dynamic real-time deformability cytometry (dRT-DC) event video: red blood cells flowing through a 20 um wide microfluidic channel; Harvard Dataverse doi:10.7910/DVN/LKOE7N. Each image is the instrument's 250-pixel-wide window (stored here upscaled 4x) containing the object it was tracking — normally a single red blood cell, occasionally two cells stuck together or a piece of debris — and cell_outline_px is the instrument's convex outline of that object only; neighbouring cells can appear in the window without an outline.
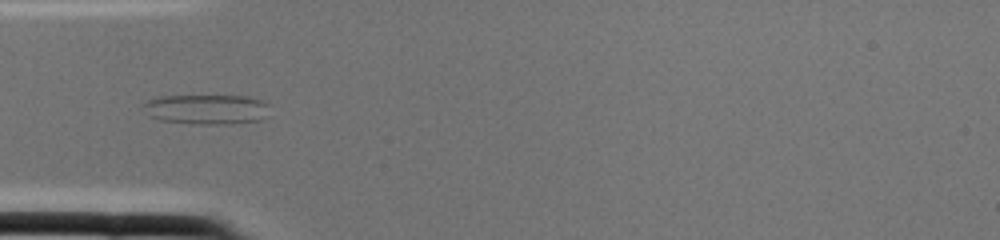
{"species": "common noctule bat (a hibernating species)", "species_latin": "Nyctalus noctula", "temperature_condition": "cold", "stored_images_in_passage": 2, "camera_frame_rate_fps": 3000, "um_per_image_px": 0.085, "animal": {"sex": "female", "body_mass_g": 22.0, "forearm_length_mm": 56.7}, "frame": {"image": 1, "passage_image": 2, "time_ms": 0.333, "image_size_px": [1000, 240], "cell_outline_px": [[268, 116], [260, 120], [232, 124], [192, 124], [160, 120], [148, 116], [140, 104], [156, 96], [248, 96], [260, 100], [268, 104]], "centroid_in_image_um": [17.52, 9.29], "position_along_channel_um": 67.5, "area_um2": 22.37}}